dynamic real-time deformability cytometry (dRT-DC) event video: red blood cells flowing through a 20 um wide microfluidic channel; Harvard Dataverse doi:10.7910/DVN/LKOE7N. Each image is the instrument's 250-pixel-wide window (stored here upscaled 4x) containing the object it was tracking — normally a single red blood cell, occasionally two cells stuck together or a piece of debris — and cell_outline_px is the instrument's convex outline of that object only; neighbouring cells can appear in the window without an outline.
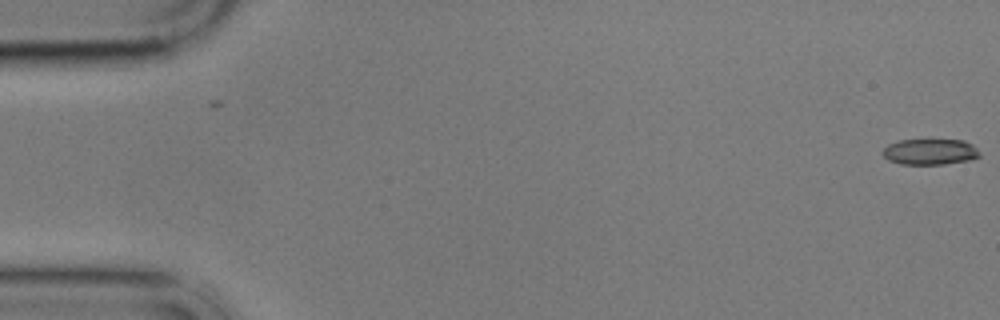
{"species": "common noctule bat (a hibernating species)", "species_latin": "Nyctalus noctula", "temperature_condition": "cold", "stored_images_in_passage": 2, "camera_frame_rate_fps": 3000, "um_per_image_px": 0.085, "animal": {"sex": "male", "body_mass_g": 17.9}, "frame": {"image": 1, "passage_image": 2, "time_ms": 1.0, "image_size_px": [1000, 320], "cell_outline_px": [[980, 156], [968, 160], [944, 164], [900, 164], [888, 160], [880, 152], [888, 144], [900, 140], [964, 140], [972, 144], [980, 152]], "centroid_in_image_um": [79.03, 12.9], "position_along_channel_um": 6.0, "area_um2": 14.62}}